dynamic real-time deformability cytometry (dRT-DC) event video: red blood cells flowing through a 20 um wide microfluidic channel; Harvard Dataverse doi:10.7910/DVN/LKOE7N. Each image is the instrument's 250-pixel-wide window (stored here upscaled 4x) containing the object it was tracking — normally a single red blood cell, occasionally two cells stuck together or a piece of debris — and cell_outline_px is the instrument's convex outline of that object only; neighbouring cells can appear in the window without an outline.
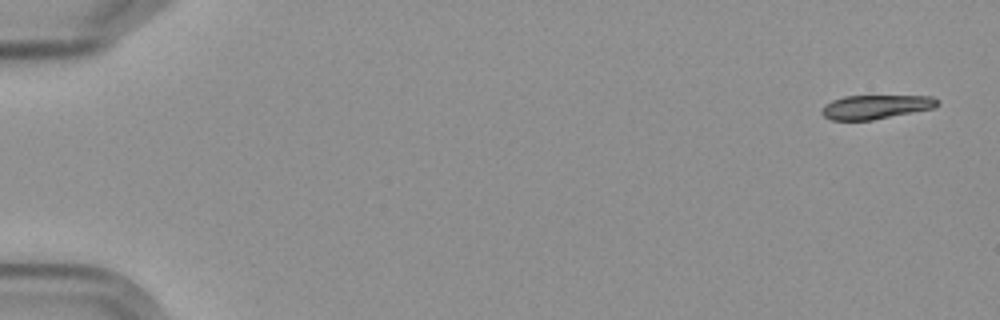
{"species": "Egyptian fruit bat (a non-hibernating species)", "species_latin": "Rousettus aegyptiacus", "temperature_condition": "cold", "stored_images_in_passage": 10, "camera_frame_rate_fps": 3000, "um_per_image_px": 0.085, "frame": {"image": 1, "passage_image": 1, "time_ms": 0.0, "image_size_px": [1000, 320], "cell_outline_px": [[940, 104], [932, 108], [872, 120], [832, 120], [824, 116], [820, 112], [824, 104], [832, 100], [844, 96], [932, 96], [940, 100]], "centroid_in_image_um": [74.41, 9.08], "position_along_channel_um": 10.6, "area_um2": 16.13}}
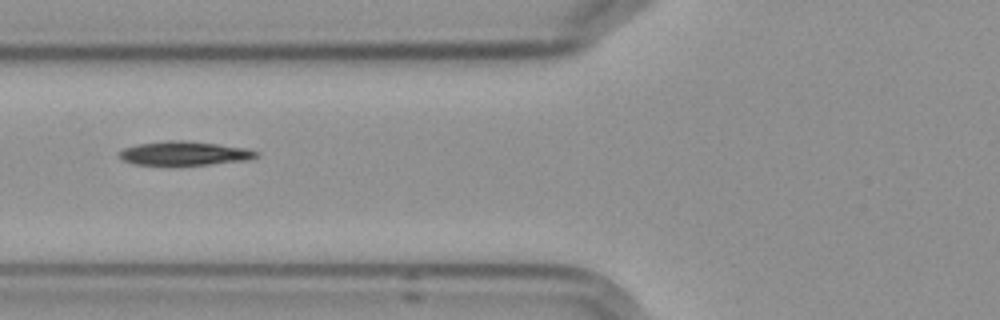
{"frame": {"image": 2, "passage_image": 7, "time_ms": 7.0, "image_size_px": [1000, 320], "cell_outline_px": [[260, 152], [256, 156], [244, 160], [208, 164], [132, 164], [120, 160], [116, 156], [116, 152], [124, 148], [136, 144], [164, 140], [184, 140], [248, 148]], "centroid_in_image_um": [15.56, 13.01], "position_along_channel_um": 110.2, "area_um2": 19.07}}
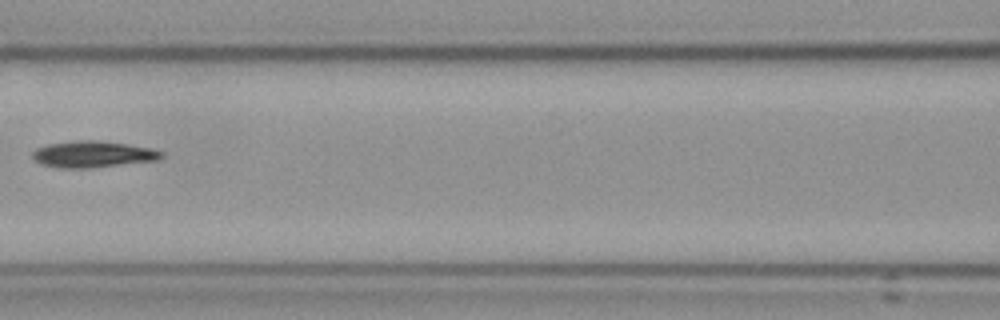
{"frame": {"image": 3, "passage_image": 8, "time_ms": 8.333, "image_size_px": [1000, 320], "cell_outline_px": [[164, 156], [156, 160], [88, 168], [60, 168], [44, 164], [36, 160], [32, 156], [32, 152], [36, 148], [48, 144], [72, 140], [100, 140], [128, 144], [148, 148], [164, 152]], "centroid_in_image_um": [7.88, 13.09], "position_along_channel_um": 158.7, "area_um2": 19.71}}